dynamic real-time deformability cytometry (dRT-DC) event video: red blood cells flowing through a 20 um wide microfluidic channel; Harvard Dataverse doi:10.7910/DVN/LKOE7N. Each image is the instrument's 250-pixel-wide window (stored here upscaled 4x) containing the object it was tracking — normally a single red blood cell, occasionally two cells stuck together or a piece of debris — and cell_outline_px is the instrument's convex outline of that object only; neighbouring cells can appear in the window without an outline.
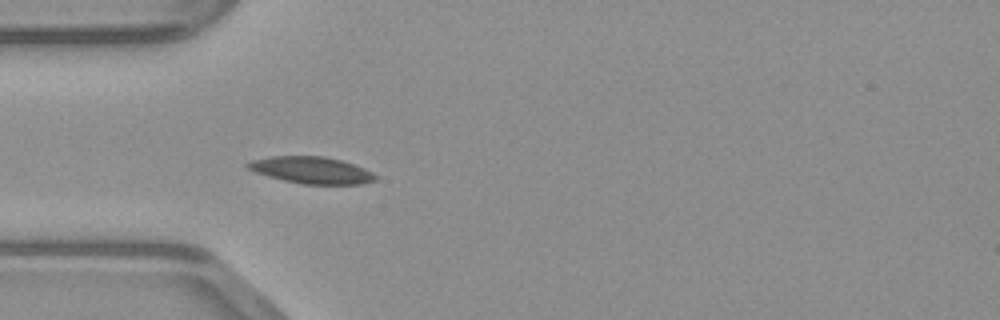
{"species": "common noctule bat (a hibernating species)", "species_latin": "Nyctalus noctula", "temperature_condition": "warm", "stored_images_in_passage": 19, "camera_frame_rate_fps": 3000, "um_per_image_px": 0.085, "animal": {"sex": "male", "body_mass_g": 23.1, "forearm_length_mm": 52.7}, "frame": {"image": 1, "passage_image": 4, "time_ms": 1.0, "image_size_px": [1000, 320], "cell_outline_px": [[376, 180], [360, 184], [300, 184], [268, 176], [256, 172], [248, 168], [244, 164], [252, 160], [272, 156], [324, 156], [340, 160], [364, 168], [372, 172], [376, 176]], "centroid_in_image_um": [26.46, 14.46], "position_along_channel_um": 58.5, "area_um2": 19.77}}
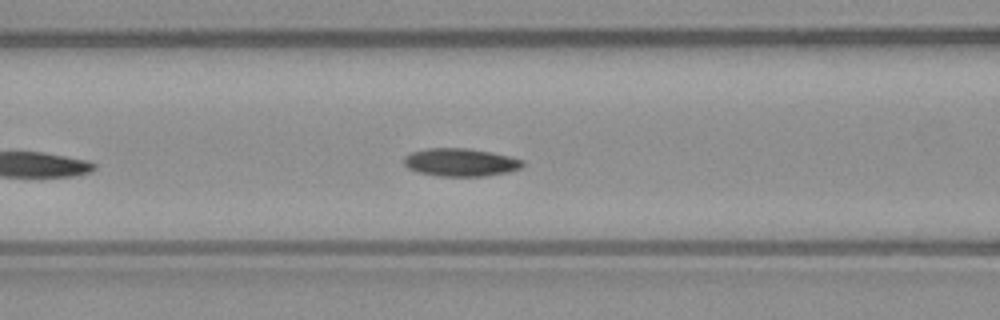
{"frame": {"image": 2, "passage_image": 9, "time_ms": 2.667, "image_size_px": [1000, 320], "cell_outline_px": [[524, 164], [520, 168], [508, 172], [484, 176], [440, 176], [416, 172], [408, 168], [404, 164], [404, 156], [412, 152], [428, 148], [468, 148], [492, 152], [524, 160]], "centroid_in_image_um": [39.13, 13.79], "position_along_channel_um": 127.5, "area_um2": 19.36}}